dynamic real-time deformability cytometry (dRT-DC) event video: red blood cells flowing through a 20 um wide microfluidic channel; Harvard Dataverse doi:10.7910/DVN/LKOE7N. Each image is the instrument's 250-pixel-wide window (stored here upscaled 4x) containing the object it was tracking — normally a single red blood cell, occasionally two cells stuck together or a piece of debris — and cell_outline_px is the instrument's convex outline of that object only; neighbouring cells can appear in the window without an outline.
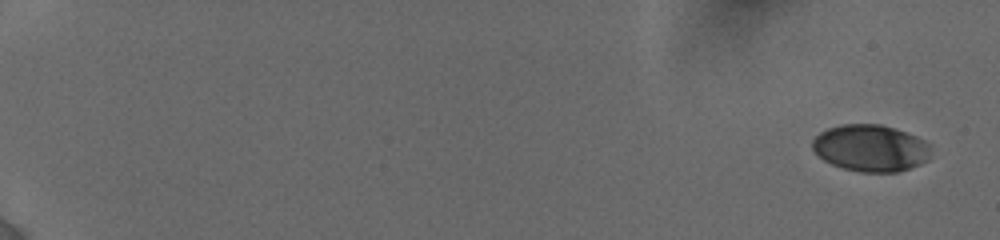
{"species": "human", "species_latin": "Homo sapiens", "temperature_condition": "cold", "stored_images_in_passage": 22, "camera_frame_rate_fps": 3000, "um_per_image_px": 0.085, "donor": {"sex": "female"}, "frame": {"image": 1, "passage_image": 1, "time_ms": 0.0, "image_size_px": [1000, 240], "cell_outline_px": [[928, 160], [920, 164], [896, 172], [860, 172], [844, 168], [832, 164], [824, 160], [812, 148], [812, 140], [820, 132], [828, 128], [840, 124], [880, 124], [916, 136], [924, 140], [928, 144]], "centroid_in_image_um": [73.96, 12.58], "position_along_channel_um": 11.0, "area_um2": 31.96}}
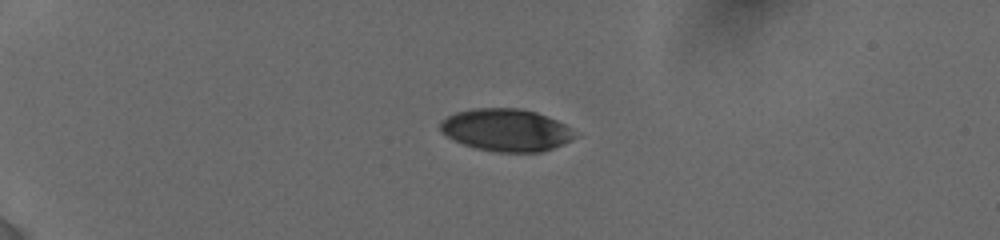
{"frame": {"image": 2, "passage_image": 14, "time_ms": 4.667, "image_size_px": [1000, 240], "cell_outline_px": [[580, 136], [564, 144], [540, 152], [496, 152], [476, 148], [452, 140], [440, 132], [440, 120], [456, 112], [476, 108], [520, 108], [536, 112], [556, 120], [564, 124]], "centroid_in_image_um": [43.02, 11.05], "position_along_channel_um": 42.0, "area_um2": 33.41}}